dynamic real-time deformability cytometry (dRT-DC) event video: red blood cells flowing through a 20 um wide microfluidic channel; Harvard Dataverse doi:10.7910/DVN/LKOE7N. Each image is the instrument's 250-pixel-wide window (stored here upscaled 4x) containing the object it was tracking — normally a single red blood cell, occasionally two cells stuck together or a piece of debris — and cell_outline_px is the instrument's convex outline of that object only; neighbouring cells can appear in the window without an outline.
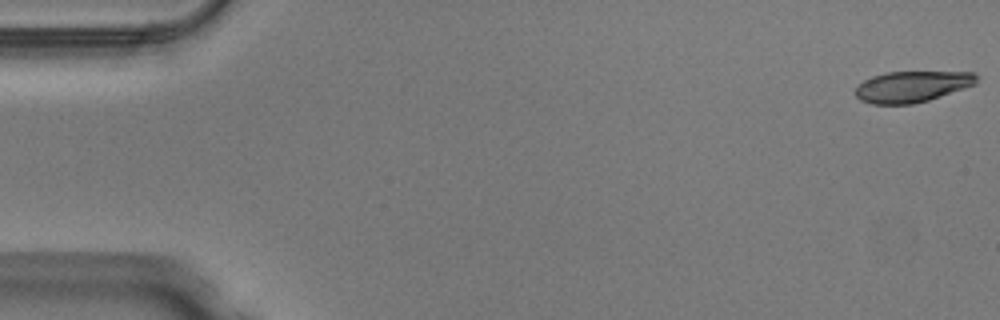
{"species": "Egyptian fruit bat (a non-hibernating species)", "species_latin": "Rousettus aegyptiacus", "temperature_condition": "warm", "stored_images_in_passage": 15, "camera_frame_rate_fps": 3000, "um_per_image_px": 0.085, "animal": {"sex": "male"}, "frame": {"image": 1, "passage_image": 1, "time_ms": 0.0, "image_size_px": [1000, 320], "cell_outline_px": [[980, 76], [976, 84], [928, 100], [912, 104], [872, 104], [860, 100], [856, 96], [856, 88], [864, 80], [872, 76], [884, 72], [976, 72]], "centroid_in_image_um": [77.55, 7.35], "position_along_channel_um": 7.5, "area_um2": 21.96}}